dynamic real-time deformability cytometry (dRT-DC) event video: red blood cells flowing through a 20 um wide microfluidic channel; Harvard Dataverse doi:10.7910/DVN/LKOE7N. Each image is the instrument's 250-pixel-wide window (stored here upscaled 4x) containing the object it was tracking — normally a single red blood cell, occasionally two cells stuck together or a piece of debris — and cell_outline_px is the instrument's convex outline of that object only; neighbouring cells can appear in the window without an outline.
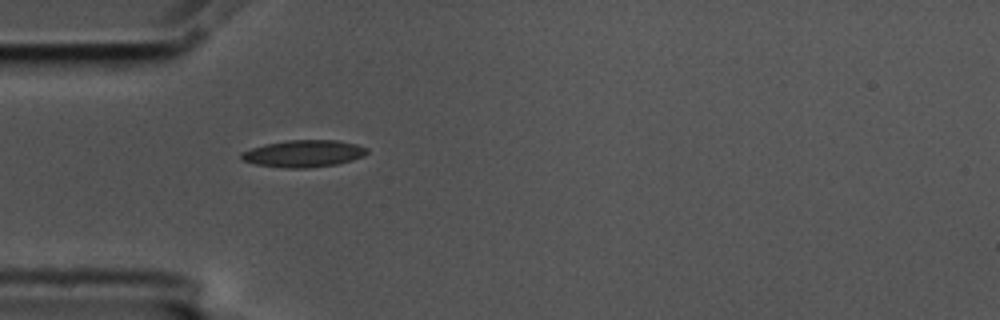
{"species": "common noctule bat (a hibernating species)", "species_latin": "Nyctalus noctula", "temperature_condition": "cold", "stored_images_in_passage": 40, "camera_frame_rate_fps": 3000, "um_per_image_px": 0.085, "animal": {"sex": "male", "body_mass_g": 17.5, "forearm_length_mm": 52.3}, "frame": {"image": 1, "passage_image": 1, "time_ms": 0.0, "image_size_px": [1000, 320], "cell_outline_px": [[368, 152], [364, 156], [352, 160], [336, 164], [308, 168], [284, 168], [256, 164], [244, 160], [240, 156], [240, 152], [264, 144], [288, 140], [336, 140], [356, 144], [368, 148]], "centroid_in_image_um": [25.82, 13.05], "position_along_channel_um": 59.2, "area_um2": 19.77}}
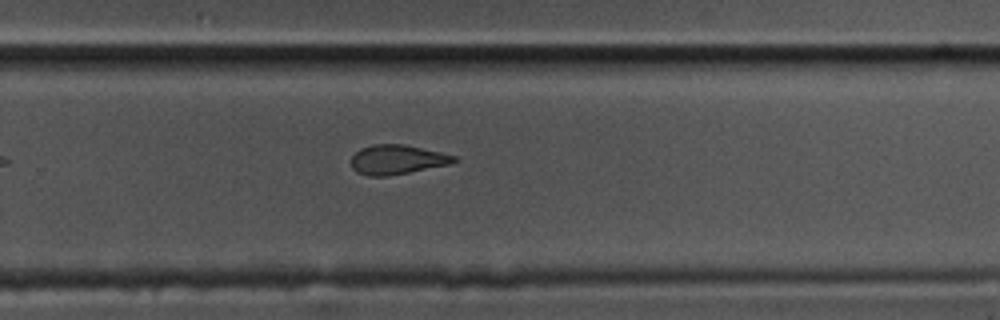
{"frame": {"image": 2, "passage_image": 21, "time_ms": 6.667, "image_size_px": [1000, 320], "cell_outline_px": [[460, 160], [448, 164], [388, 176], [368, 176], [356, 172], [352, 168], [352, 156], [360, 148], [372, 144], [404, 144], [440, 152], [456, 156]], "centroid_in_image_um": [33.73, 13.56], "position_along_channel_um": 296.1, "area_um2": 17.57}}
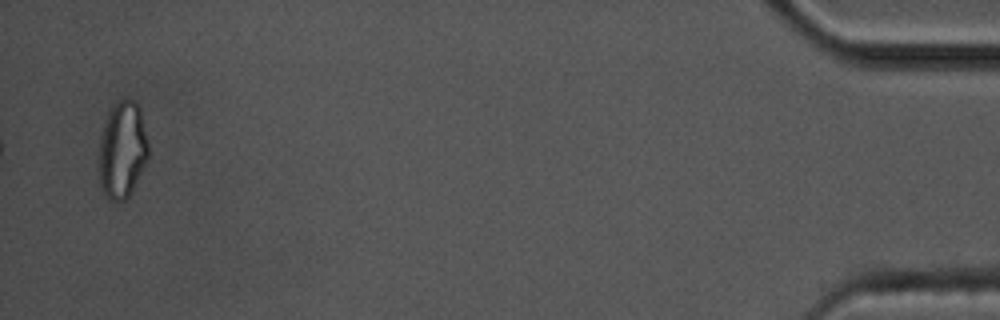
{"frame": {"image": 3, "passage_image": 39, "time_ms": 12.667, "image_size_px": [1000, 320], "cell_outline_px": [[148, 156], [132, 192], [124, 200], [108, 200], [104, 192], [100, 180], [100, 140], [104, 124], [108, 112], [112, 104], [124, 96], [128, 96], [136, 100], [140, 104], [148, 144]], "centroid_in_image_um": [10.42, 12.64], "position_along_channel_um": 424.8, "area_um2": 28.03}, "authors_computed_cell_mechanics": {"area_um2": 19.0451, "velocity_mm_per_s": 3.5941, "shape_relaxation_time_tau1_ms": 9.4822, "shape_relaxation_time_tau2_ms": 8.4409, "deformation_change_tau1": 0.1971, "deformation_change_tau2": 0.1549}}